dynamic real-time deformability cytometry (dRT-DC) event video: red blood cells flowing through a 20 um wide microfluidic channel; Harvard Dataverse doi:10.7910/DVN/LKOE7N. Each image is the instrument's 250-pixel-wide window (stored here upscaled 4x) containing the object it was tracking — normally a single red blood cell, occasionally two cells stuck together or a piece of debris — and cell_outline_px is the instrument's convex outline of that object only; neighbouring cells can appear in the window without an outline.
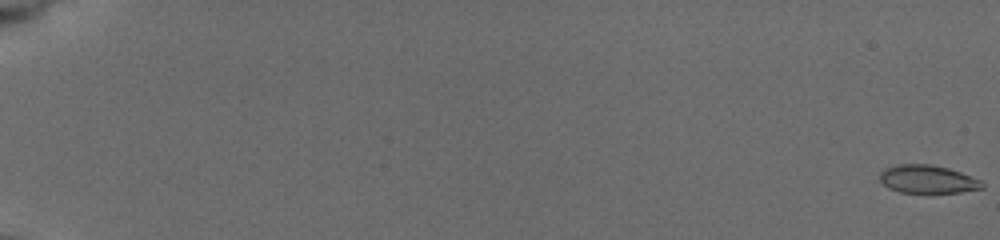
{"species": "common noctule bat (a hibernating species)", "species_latin": "Nyctalus noctula", "temperature_condition": "cold", "stored_images_in_passage": 26, "camera_frame_rate_fps": 3000, "um_per_image_px": 0.085, "animal": {"sex": "female", "body_mass_g": 19.5, "forearm_length_mm": 54.1}, "frame": {"image": 1, "passage_image": 1, "time_ms": 0.0, "image_size_px": [1000, 240], "cell_outline_px": [[984, 188], [960, 192], [900, 192], [888, 188], [880, 180], [880, 172], [884, 168], [896, 164], [928, 164], [948, 168], [960, 172], [980, 180], [984, 184]], "centroid_in_image_um": [78.82, 15.22], "position_along_channel_um": 6.2, "area_um2": 16.65}}
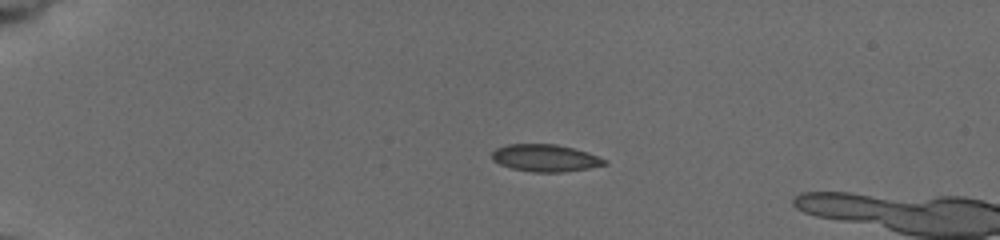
{"frame": {"image": 2, "passage_image": 21, "time_ms": 5.0, "image_size_px": [1000, 240], "cell_outline_px": [[608, 164], [588, 168], [564, 172], [532, 172], [512, 168], [500, 164], [492, 160], [492, 152], [496, 148], [508, 144], [556, 144], [588, 152], [608, 160]], "centroid_in_image_um": [46.36, 13.43], "position_along_channel_um": 38.6, "area_um2": 17.86}}